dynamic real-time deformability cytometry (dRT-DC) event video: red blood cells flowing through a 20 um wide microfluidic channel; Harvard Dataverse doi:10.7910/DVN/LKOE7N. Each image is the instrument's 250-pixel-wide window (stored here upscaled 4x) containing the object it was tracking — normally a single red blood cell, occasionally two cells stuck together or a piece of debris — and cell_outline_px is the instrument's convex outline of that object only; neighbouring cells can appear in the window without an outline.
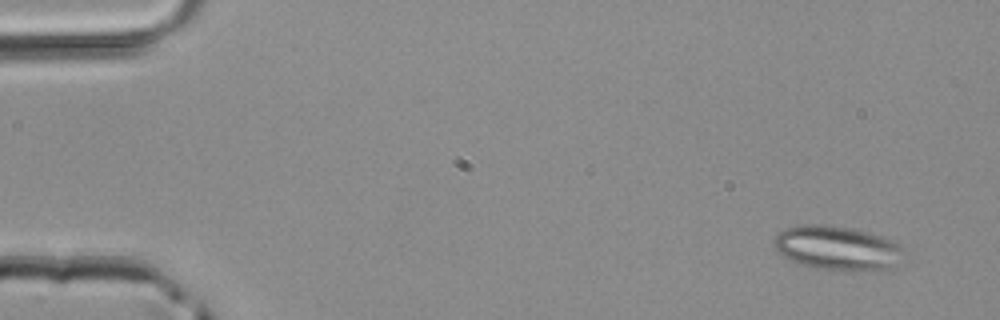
{"species": "common noctule bat (a hibernating species)", "species_latin": "Nyctalus noctula", "temperature_condition": "room temperature", "stored_images_in_passage": 4, "camera_frame_rate_fps": 3000, "um_per_image_px": 0.085, "animal": {"sex": "male", "body_mass_g": 20.4}, "frame": {"image": 1, "passage_image": 1, "time_ms": 0.0, "image_size_px": [1000, 320], "cell_outline_px": [[904, 264], [880, 272], [876, 272], [816, 268], [800, 264], [784, 256], [776, 248], [772, 240], [776, 232], [784, 228], [800, 224], [816, 224], [852, 228], [868, 232], [892, 240], [904, 248]], "centroid_in_image_um": [71.25, 21.1], "position_along_channel_um": 13.7, "area_um2": 34.22}}